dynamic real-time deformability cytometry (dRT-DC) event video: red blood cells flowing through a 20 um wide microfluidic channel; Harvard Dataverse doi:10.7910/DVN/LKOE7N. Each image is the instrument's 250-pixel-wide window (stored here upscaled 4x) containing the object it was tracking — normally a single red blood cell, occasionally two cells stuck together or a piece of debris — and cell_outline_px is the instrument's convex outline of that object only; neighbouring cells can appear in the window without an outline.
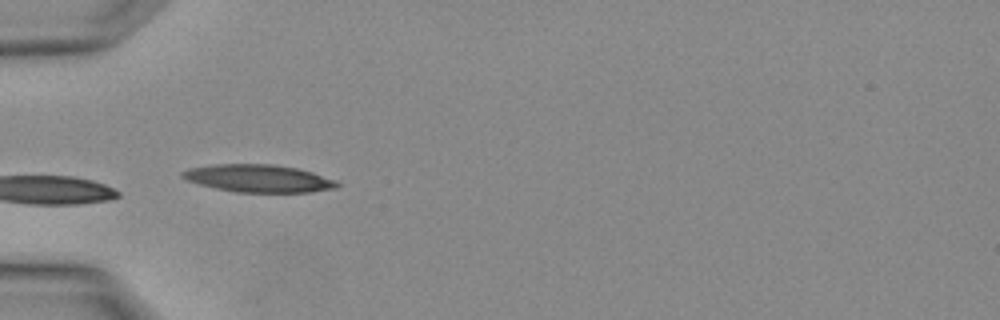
{"species": "Egyptian fruit bat (a non-hibernating species)", "species_latin": "Rousettus aegyptiacus", "temperature_condition": "warm", "stored_images_in_passage": 2, "camera_frame_rate_fps": 3000, "um_per_image_px": 0.085, "animal": {"sex": "female"}, "frame": {"image": 1, "passage_image": 2, "time_ms": 0.333, "image_size_px": [1000, 320], "cell_outline_px": [[340, 184], [336, 188], [312, 192], [236, 192], [216, 188], [184, 180], [180, 176], [180, 172], [188, 168], [212, 164], [272, 164], [296, 168], [312, 172], [336, 180]], "centroid_in_image_um": [21.94, 15.16], "position_along_channel_um": 63.1, "area_um2": 24.97}}